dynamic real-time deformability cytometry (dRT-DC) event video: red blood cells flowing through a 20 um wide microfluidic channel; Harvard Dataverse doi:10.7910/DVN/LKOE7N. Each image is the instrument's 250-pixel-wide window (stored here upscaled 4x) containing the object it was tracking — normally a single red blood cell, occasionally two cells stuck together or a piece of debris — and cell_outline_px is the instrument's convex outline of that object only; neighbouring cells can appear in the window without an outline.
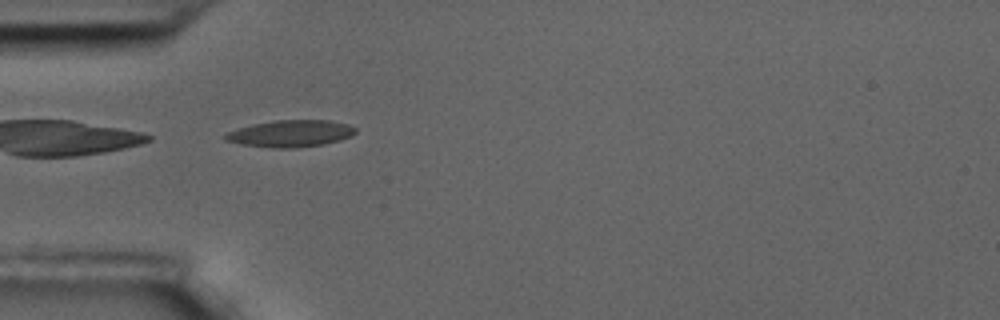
{"species": "common noctule bat (a hibernating species)", "species_latin": "Nyctalus noctula", "temperature_condition": "room temperature", "stored_images_in_passage": 41, "camera_frame_rate_fps": 3000, "um_per_image_px": 0.085, "animal": {"sex": "male", "body_mass_g": 17.5, "forearm_length_mm": 52.3}, "frame": {"image": 1, "passage_image": 1, "time_ms": 0.0, "image_size_px": [1000, 320], "cell_outline_px": [[356, 132], [340, 140], [324, 144], [296, 148], [272, 148], [240, 144], [224, 140], [224, 136], [228, 132], [252, 124], [272, 120], [332, 120], [348, 124], [356, 128]], "centroid_in_image_um": [24.7, 11.35], "position_along_channel_um": 60.3, "area_um2": 20.4}}
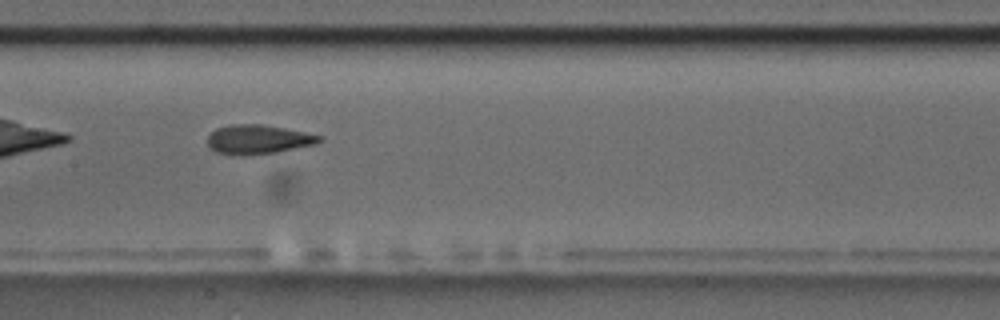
{"frame": {"image": 2, "passage_image": 12, "time_ms": 3.667, "image_size_px": [1000, 320], "cell_outline_px": [[320, 140], [316, 144], [276, 152], [248, 156], [232, 156], [216, 152], [208, 144], [208, 136], [216, 128], [228, 124], [260, 124], [284, 128], [304, 132], [320, 136]], "centroid_in_image_um": [21.88, 11.86], "position_along_channel_um": 185.5, "area_um2": 19.07}, "authors_computed_cell_mechanics": {"area_um2": 19.0162, "velocity_mm_per_s": 3.4875, "shape_relaxation_time_tau1_ms": 4.344, "shape_relaxation_time_tau2_ms": 1.3781, "deformation_change_tau1": 0.1621, "deformation_change_tau2": 0.0847}}